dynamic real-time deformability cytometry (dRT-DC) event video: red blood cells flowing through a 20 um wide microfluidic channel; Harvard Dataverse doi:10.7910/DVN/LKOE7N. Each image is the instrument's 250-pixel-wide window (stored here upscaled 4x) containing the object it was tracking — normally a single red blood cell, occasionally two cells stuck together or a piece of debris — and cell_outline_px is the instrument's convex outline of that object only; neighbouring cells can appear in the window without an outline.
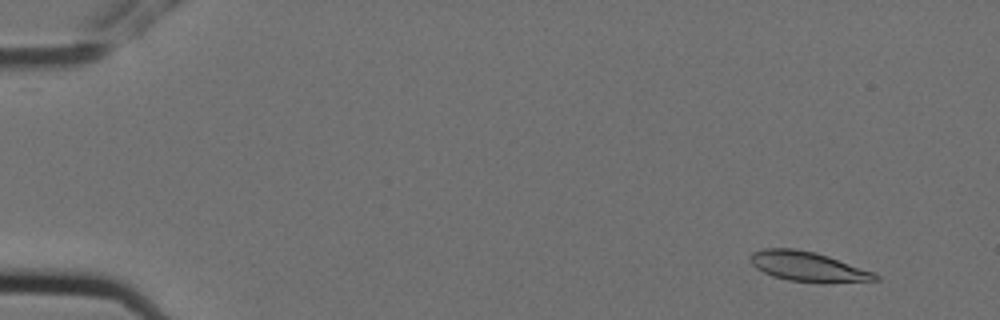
{"species": "Egyptian fruit bat (a non-hibernating species)", "species_latin": "Rousettus aegyptiacus", "temperature_condition": "cold", "stored_images_in_passage": 7, "camera_frame_rate_fps": 3000, "um_per_image_px": 0.085, "animal": {"sex": "female"}, "frame": {"image": 1, "passage_image": 2, "time_ms": 0.333, "image_size_px": [1000, 320], "cell_outline_px": [[880, 280], [788, 280], [772, 276], [756, 268], [752, 264], [752, 252], [764, 248], [792, 248], [816, 252], [876, 272], [880, 276]], "centroid_in_image_um": [68.64, 22.6], "position_along_channel_um": 16.4, "area_um2": 20.69}}
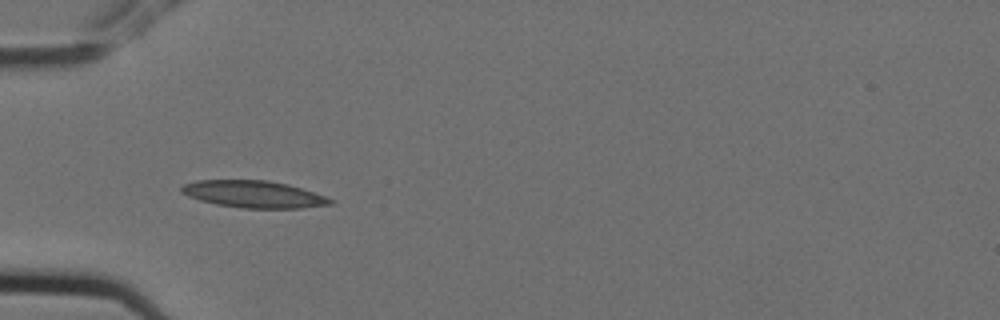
{"frame": {"image": 2, "passage_image": 6, "time_ms": 1.667, "image_size_px": [1000, 320], "cell_outline_px": [[336, 200], [332, 204], [300, 208], [244, 208], [216, 204], [200, 200], [188, 196], [180, 192], [180, 188], [184, 184], [196, 180], [268, 180], [288, 184]], "centroid_in_image_um": [21.54, 16.5], "position_along_channel_um": 63.5, "area_um2": 23.35}}
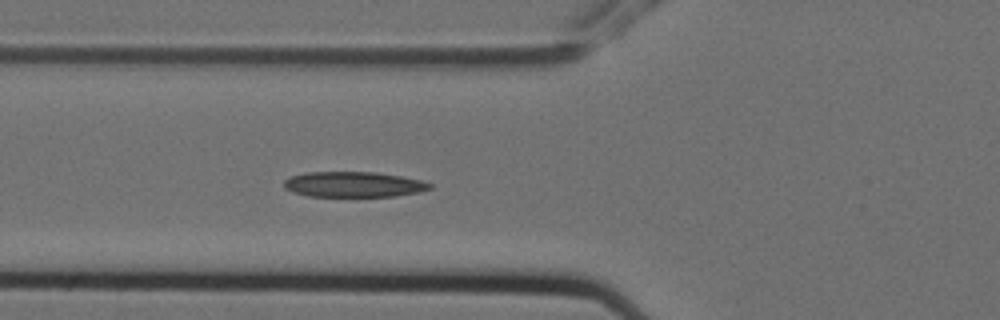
{"frame": {"image": 3, "passage_image": 7, "time_ms": 2.0, "image_size_px": [1000, 320], "cell_outline_px": [[432, 188], [420, 192], [396, 196], [308, 196], [292, 192], [284, 188], [284, 180], [292, 176], [308, 172], [376, 172], [400, 176], [420, 180], [432, 184]], "centroid_in_image_um": [30.06, 15.68], "position_along_channel_um": 95.7, "area_um2": 21.56}}